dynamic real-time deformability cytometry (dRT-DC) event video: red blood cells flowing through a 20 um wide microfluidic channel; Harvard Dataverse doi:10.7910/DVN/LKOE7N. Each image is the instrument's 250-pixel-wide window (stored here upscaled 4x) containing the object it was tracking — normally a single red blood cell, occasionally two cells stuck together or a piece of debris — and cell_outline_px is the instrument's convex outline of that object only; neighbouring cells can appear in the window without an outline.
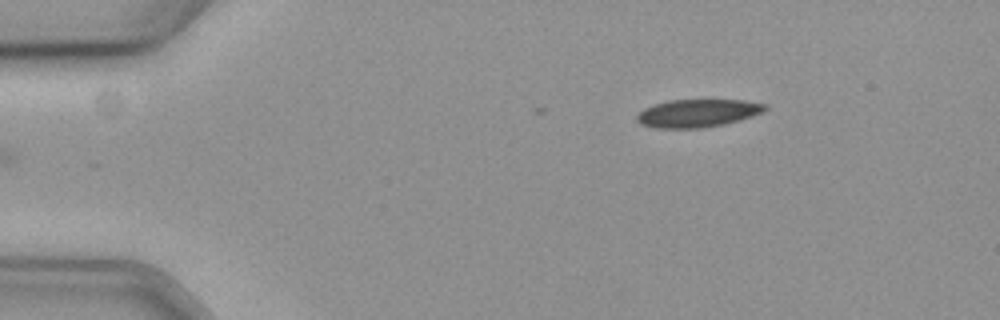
{"species": "common noctule bat (a hibernating species)", "species_latin": "Nyctalus noctula", "temperature_condition": "cold", "stored_images_in_passage": 21, "camera_frame_rate_fps": 3000, "um_per_image_px": 0.085, "animal": {"sex": "female", "body_mass_g": 19.3, "forearm_length_mm": 54.1}, "frame": {"image": 1, "passage_image": 1, "time_ms": 0.0, "image_size_px": [1000, 320], "cell_outline_px": [[768, 108], [752, 116], [740, 120], [724, 124], [700, 128], [656, 128], [640, 124], [636, 120], [636, 116], [644, 108], [668, 100], [744, 100], [768, 104]], "centroid_in_image_um": [59.3, 9.62], "position_along_channel_um": 25.7, "area_um2": 20.81}}
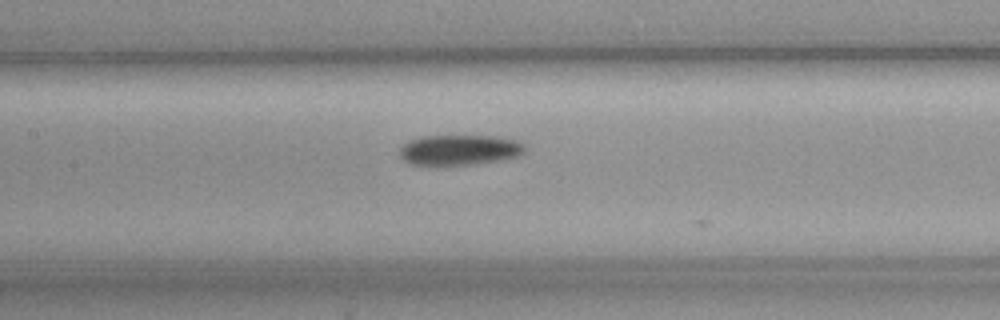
{"frame": {"image": 2, "passage_image": 19, "time_ms": 6.0, "image_size_px": [1000, 320], "cell_outline_px": [[524, 152], [516, 156], [500, 160], [468, 164], [412, 164], [404, 160], [400, 156], [400, 148], [404, 144], [412, 140], [424, 136], [496, 136], [520, 140], [524, 144]], "centroid_in_image_um": [39.09, 12.72], "position_along_channel_um": 168.3, "area_um2": 21.73}}